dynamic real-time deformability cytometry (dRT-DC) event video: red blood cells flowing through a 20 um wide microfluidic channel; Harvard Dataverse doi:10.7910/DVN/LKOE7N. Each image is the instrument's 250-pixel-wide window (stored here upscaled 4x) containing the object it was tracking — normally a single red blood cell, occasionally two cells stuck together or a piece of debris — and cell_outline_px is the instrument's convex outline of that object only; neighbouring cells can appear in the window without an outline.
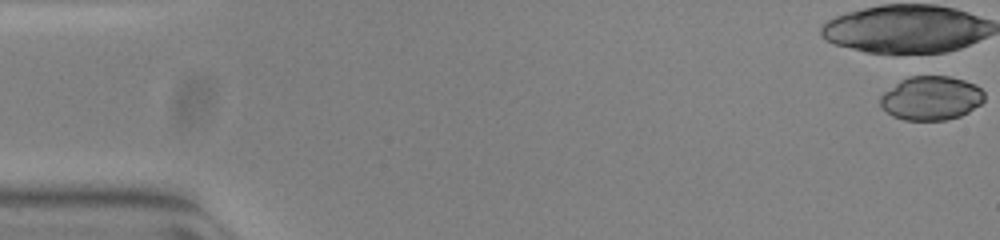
{"species": "common noctule bat (a hibernating species)", "species_latin": "Nyctalus noctula", "temperature_condition": "warm", "stored_images_in_passage": 1, "camera_frame_rate_fps": 3000, "um_per_image_px": 0.085, "animal": {"sex": "female", "body_mass_g": 23.0, "forearm_length_mm": 53.4}, "frame": {"image": 1, "passage_image": 1, "time_ms": 0.0, "image_size_px": [1000, 240], "cell_outline_px": [[984, 100], [980, 104], [968, 112], [960, 116], [944, 120], [904, 120], [892, 116], [880, 104], [880, 96], [884, 92], [900, 80], [908, 76], [948, 76], [964, 80], [976, 84], [984, 92]], "centroid_in_image_um": [79.15, 8.33], "position_along_channel_um": 5.9, "area_um2": 26.65}}